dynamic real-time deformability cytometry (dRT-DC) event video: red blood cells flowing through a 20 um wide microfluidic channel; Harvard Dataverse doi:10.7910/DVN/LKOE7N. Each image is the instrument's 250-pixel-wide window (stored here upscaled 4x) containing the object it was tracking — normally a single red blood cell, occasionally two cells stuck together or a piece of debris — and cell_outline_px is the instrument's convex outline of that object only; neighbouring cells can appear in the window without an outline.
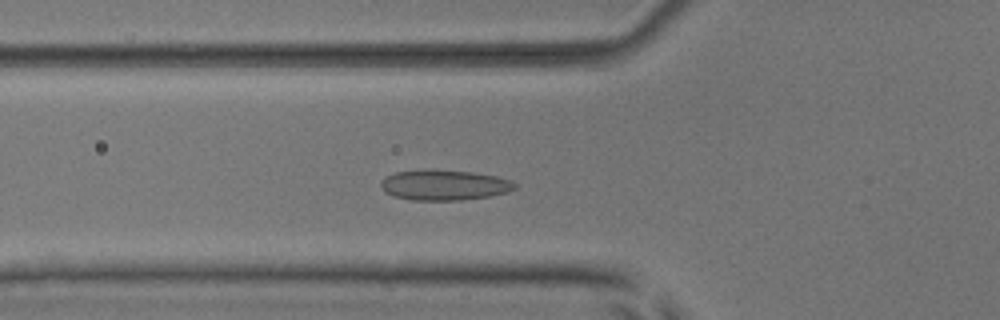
{"species": "common noctule bat (a hibernating species)", "species_latin": "Nyctalus noctula", "temperature_condition": "room temperature", "stored_images_in_passage": 52, "camera_frame_rate_fps": 3000, "um_per_image_px": 0.085, "animal": {"sex": "male", "body_mass_g": 17.9, "forearm_length_mm": 54.2}, "frame": {"image": 1, "passage_image": 17, "time_ms": 5.333, "image_size_px": [1000, 320], "cell_outline_px": [[516, 188], [508, 192], [492, 196], [464, 200], [412, 200], [396, 196], [384, 192], [380, 184], [380, 180], [396, 172], [472, 172], [496, 176], [508, 180], [516, 184]], "centroid_in_image_um": [37.8, 15.78], "position_along_channel_um": 88.0, "area_um2": 22.83}}
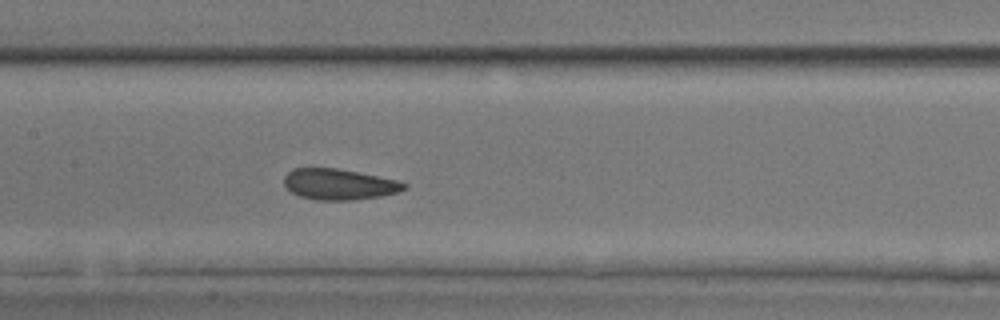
{"frame": {"image": 2, "passage_image": 24, "time_ms": 7.667, "image_size_px": [1000, 320], "cell_outline_px": [[408, 188], [396, 192], [380, 196], [352, 200], [316, 200], [300, 196], [292, 192], [284, 184], [284, 176], [292, 168], [336, 168], [396, 180], [408, 184]], "centroid_in_image_um": [28.8, 15.66], "position_along_channel_um": 178.6, "area_um2": 21.39}}
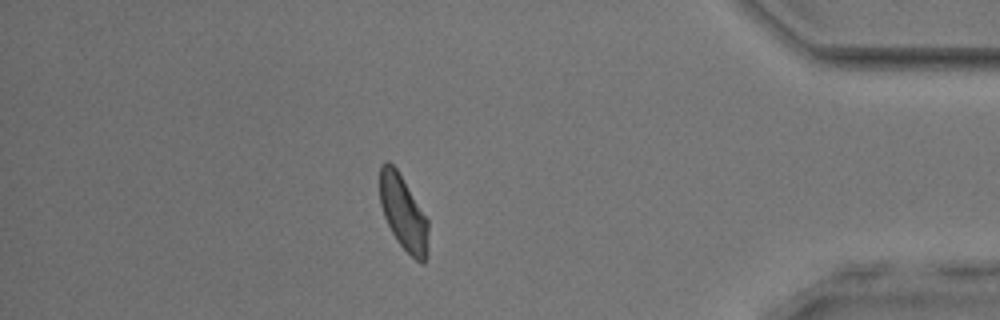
{"frame": {"image": 3, "passage_image": 44, "time_ms": 14.333, "image_size_px": [1000, 320], "cell_outline_px": [[428, 256], [424, 264], [416, 260], [400, 244], [392, 232], [384, 216], [380, 204], [380, 164], [384, 160], [388, 160], [396, 168], [428, 220]], "centroid_in_image_um": [34.28, 18.1], "position_along_channel_um": 400.9, "area_um2": 20.92}, "authors_computed_cell_mechanics": {"area_um2": 21.8484, "velocity_mm_per_s": 3.8797, "shape_relaxation_time_tau1_ms": 3.5126, "shape_relaxation_time_tau2_ms": 1.2191, "deformation_change_tau1": 0.0952, "deformation_change_tau2": 0.0918}}